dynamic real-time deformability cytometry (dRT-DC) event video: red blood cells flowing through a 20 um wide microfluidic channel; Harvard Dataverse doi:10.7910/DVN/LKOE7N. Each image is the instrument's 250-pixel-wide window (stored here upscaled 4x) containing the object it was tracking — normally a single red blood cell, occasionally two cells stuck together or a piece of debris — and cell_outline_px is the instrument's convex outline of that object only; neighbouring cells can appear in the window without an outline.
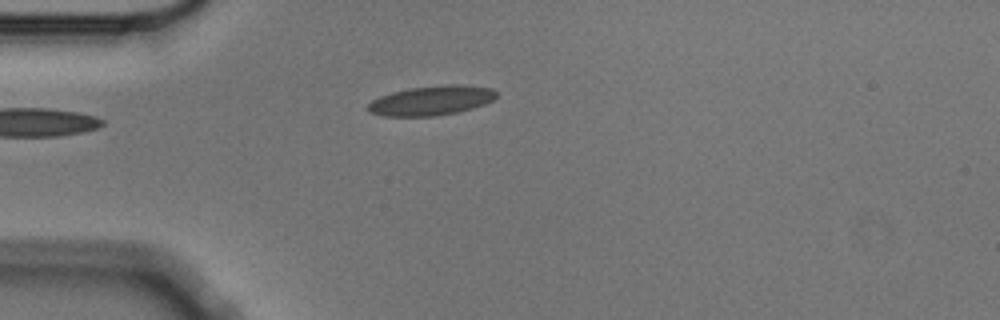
{"species": "Egyptian fruit bat (a non-hibernating species)", "species_latin": "Rousettus aegyptiacus", "temperature_condition": "cold", "stored_images_in_passage": 3, "camera_frame_rate_fps": 3000, "um_per_image_px": 0.085, "animal": {"sex": "male"}, "frame": {"image": 1, "passage_image": 3, "time_ms": 0.667, "image_size_px": [1000, 320], "cell_outline_px": [[496, 96], [492, 100], [484, 104], [472, 108], [456, 112], [436, 116], [384, 116], [368, 112], [364, 108], [372, 100], [380, 96], [392, 92], [408, 88], [444, 84], [460, 84], [492, 88], [496, 92]], "centroid_in_image_um": [36.62, 8.54], "position_along_channel_um": 48.4, "area_um2": 22.25}}